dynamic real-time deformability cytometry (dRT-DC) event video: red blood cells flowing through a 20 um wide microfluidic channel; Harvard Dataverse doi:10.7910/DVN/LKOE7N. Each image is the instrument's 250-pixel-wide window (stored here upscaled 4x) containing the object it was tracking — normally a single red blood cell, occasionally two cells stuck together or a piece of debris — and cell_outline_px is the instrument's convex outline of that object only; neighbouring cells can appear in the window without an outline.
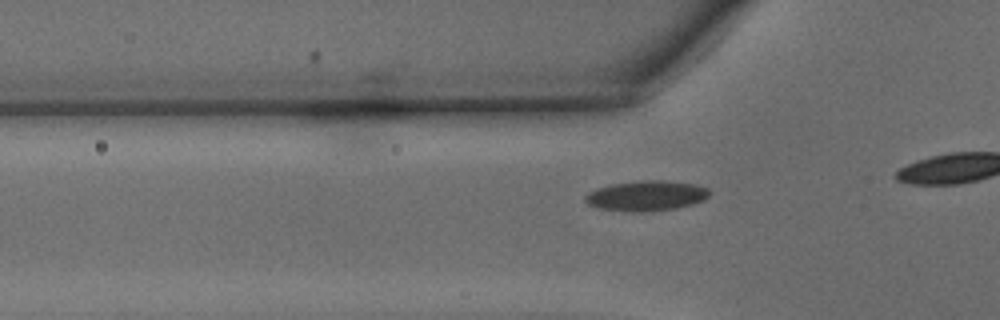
{"species": "common noctule bat (a hibernating species)", "species_latin": "Nyctalus noctula", "temperature_condition": "warm", "stored_images_in_passage": 10, "camera_frame_rate_fps": 3000, "um_per_image_px": 0.085, "animal": {"sex": "male", "body_mass_g": 15.6}, "frame": {"image": 1, "passage_image": 5, "time_ms": 1.333, "image_size_px": [1000, 320], "cell_outline_px": [[712, 192], [704, 200], [692, 204], [676, 208], [652, 212], [628, 212], [600, 208], [588, 204], [584, 200], [584, 196], [588, 192], [596, 188], [612, 184], [644, 180], [664, 180], [696, 184], [708, 188]], "centroid_in_image_um": [54.95, 16.64], "position_along_channel_um": 70.8, "area_um2": 22.14}}
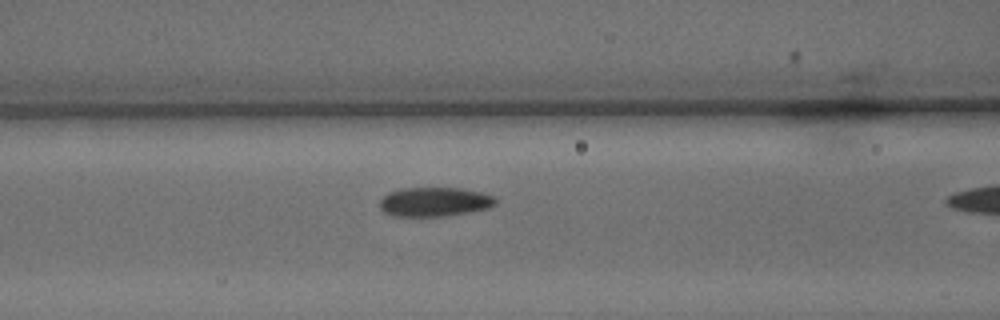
{"frame": {"image": 2, "passage_image": 9, "time_ms": 2.667, "image_size_px": [1000, 320], "cell_outline_px": [[496, 204], [488, 208], [448, 216], [392, 216], [384, 212], [380, 208], [380, 200], [388, 192], [400, 188], [460, 188], [480, 192], [492, 196], [496, 200]], "centroid_in_image_um": [36.9, 17.16], "position_along_channel_um": 129.7, "area_um2": 19.71}}